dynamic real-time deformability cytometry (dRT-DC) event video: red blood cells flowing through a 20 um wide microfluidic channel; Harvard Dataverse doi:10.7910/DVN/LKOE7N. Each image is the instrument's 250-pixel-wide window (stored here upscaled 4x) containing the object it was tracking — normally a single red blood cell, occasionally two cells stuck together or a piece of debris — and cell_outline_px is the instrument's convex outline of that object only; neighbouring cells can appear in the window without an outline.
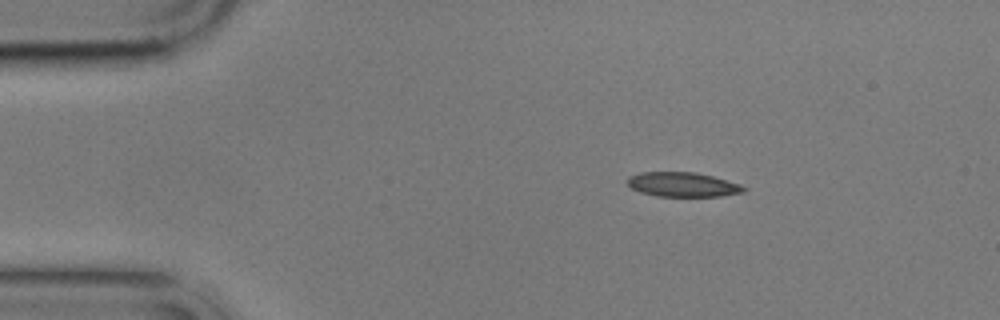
{"species": "common noctule bat (a hibernating species)", "species_latin": "Nyctalus noctula", "temperature_condition": "cold", "stored_images_in_passage": 3, "camera_frame_rate_fps": 3000, "um_per_image_px": 0.085, "animal": {"sex": "male", "body_mass_g": 17.9}, "frame": {"image": 1, "passage_image": 1, "time_ms": 0.0, "image_size_px": [1000, 320], "cell_outline_px": [[748, 188], [744, 192], [720, 196], [656, 196], [640, 192], [632, 188], [628, 184], [628, 176], [640, 172], [696, 172], [712, 176], [740, 184]], "centroid_in_image_um": [58.03, 15.68], "position_along_channel_um": 27.0, "area_um2": 16.59}}